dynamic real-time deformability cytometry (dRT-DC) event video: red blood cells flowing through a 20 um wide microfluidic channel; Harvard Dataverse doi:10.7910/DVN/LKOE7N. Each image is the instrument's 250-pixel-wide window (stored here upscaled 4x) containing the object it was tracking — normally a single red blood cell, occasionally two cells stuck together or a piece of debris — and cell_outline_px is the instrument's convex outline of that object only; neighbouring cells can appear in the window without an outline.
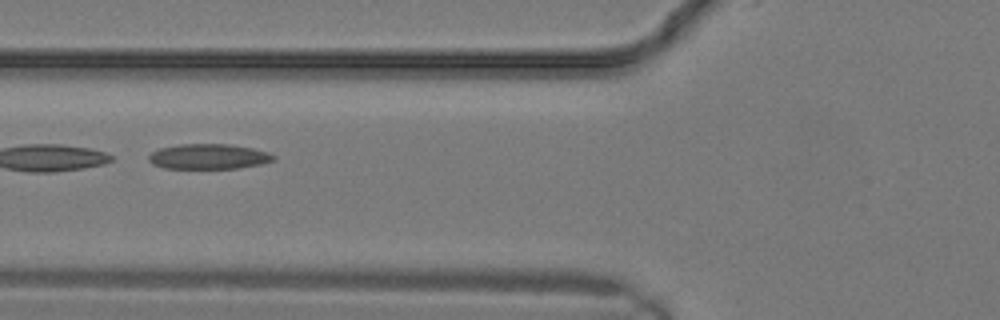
{"species": "common noctule bat (a hibernating species)", "species_latin": "Nyctalus noctula", "temperature_condition": "warm", "stored_images_in_passage": 16, "camera_frame_rate_fps": 3000, "um_per_image_px": 0.085, "animal": {"sex": "male", "body_mass_g": 19.2, "forearm_length_mm": 51.8}, "frame": {"image": 1, "passage_image": 10, "time_ms": 3.0, "image_size_px": [1000, 320], "cell_outline_px": [[276, 160], [260, 164], [240, 168], [164, 168], [152, 164], [148, 160], [148, 156], [152, 152], [160, 148], [180, 144], [228, 144], [252, 148], [268, 152], [276, 156]], "centroid_in_image_um": [17.74, 13.3], "position_along_channel_um": 108.1, "area_um2": 18.32}}
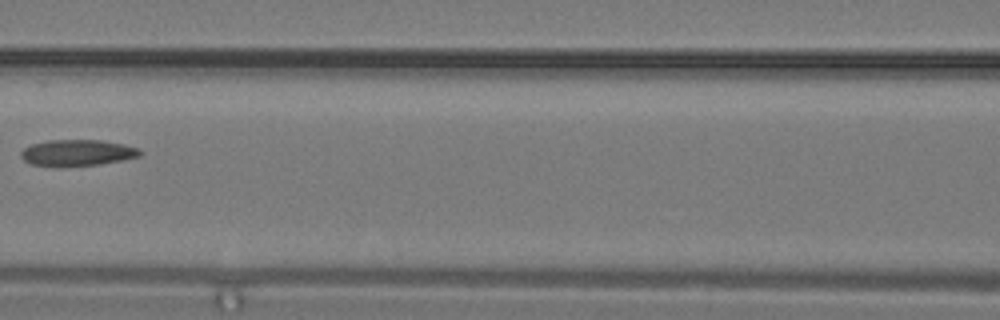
{"frame": {"image": 2, "passage_image": 12, "time_ms": 3.667, "image_size_px": [1000, 320], "cell_outline_px": [[140, 156], [100, 164], [32, 164], [24, 160], [20, 156], [20, 152], [24, 148], [32, 144], [48, 140], [100, 140], [124, 144], [136, 148], [140, 152]], "centroid_in_image_um": [6.56, 12.94], "position_along_channel_um": 160.0, "area_um2": 17.34}}